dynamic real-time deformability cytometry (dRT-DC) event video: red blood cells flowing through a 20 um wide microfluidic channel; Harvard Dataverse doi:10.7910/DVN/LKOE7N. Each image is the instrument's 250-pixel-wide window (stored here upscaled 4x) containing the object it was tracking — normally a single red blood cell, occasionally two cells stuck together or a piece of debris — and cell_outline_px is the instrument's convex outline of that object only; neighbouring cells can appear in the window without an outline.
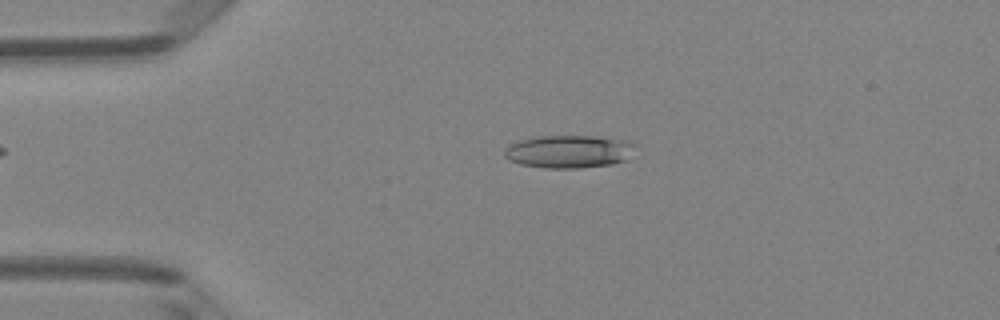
{"species": "Egyptian fruit bat (a non-hibernating species)", "species_latin": "Rousettus aegyptiacus", "temperature_condition": "room temperature", "stored_images_in_passage": 48, "camera_frame_rate_fps": 3000, "um_per_image_px": 0.085, "animal": {"sex": "female"}, "frame": {"image": 1, "passage_image": 10, "time_ms": 3.0, "image_size_px": [1000, 320], "cell_outline_px": [[636, 144], [628, 160], [612, 164], [580, 168], [544, 168], [520, 164], [508, 160], [504, 156], [504, 148], [520, 140], [540, 136], [596, 136], [624, 140]], "centroid_in_image_um": [48.36, 12.89], "position_along_channel_um": 36.6, "area_um2": 25.14}}
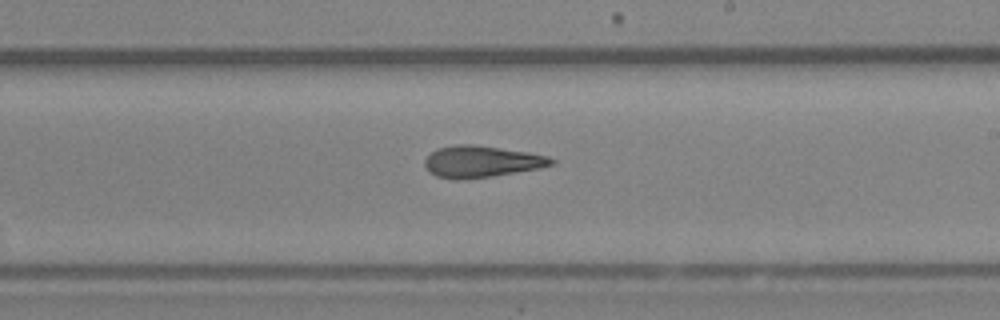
{"frame": {"image": 2, "passage_image": 28, "time_ms": 9.0, "image_size_px": [1000, 320], "cell_outline_px": [[556, 164], [540, 168], [492, 176], [464, 180], [456, 180], [436, 176], [428, 172], [424, 164], [424, 160], [436, 148], [456, 144], [472, 144], [528, 152], [548, 156], [556, 160]], "centroid_in_image_um": [40.91, 13.74], "position_along_channel_um": 248.1, "area_um2": 23.52}}
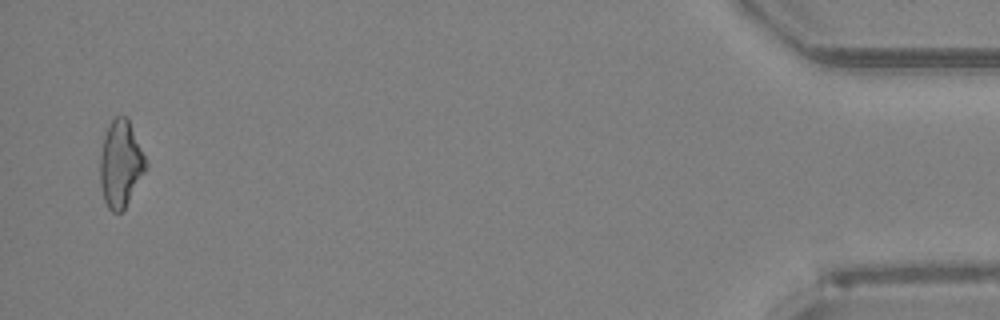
{"frame": {"image": 3, "passage_image": 47, "time_ms": 15.333, "image_size_px": [1000, 320], "cell_outline_px": [[148, 168], [124, 208], [120, 212], [112, 212], [108, 208], [104, 200], [100, 188], [100, 156], [104, 136], [112, 120], [116, 116], [128, 116], [148, 164]], "centroid_in_image_um": [10.26, 13.93], "position_along_channel_um": 424.9, "area_um2": 23.18}, "authors_computed_cell_mechanics": {"area_um2": 23.3223, "velocity_mm_per_s": 4.1319, "shape_relaxation_time_tau1_ms": 7.144, "shape_relaxation_time_tau2_ms": 4.1816, "deformation_change_tau1": 0.1838, "deformation_change_tau2": 0.1529}}